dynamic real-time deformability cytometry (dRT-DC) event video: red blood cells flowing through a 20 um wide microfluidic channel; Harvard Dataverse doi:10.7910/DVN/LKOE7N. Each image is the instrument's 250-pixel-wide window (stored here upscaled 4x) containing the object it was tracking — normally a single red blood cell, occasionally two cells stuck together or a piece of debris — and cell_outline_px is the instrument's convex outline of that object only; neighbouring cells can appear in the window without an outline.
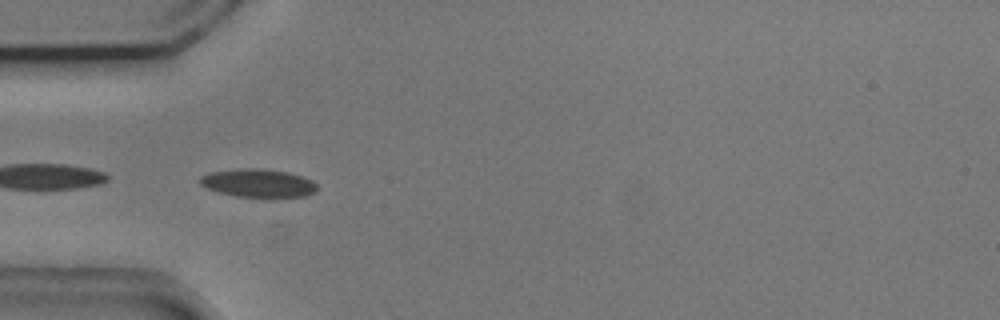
{"species": "common noctule bat (a hibernating species)", "species_latin": "Nyctalus noctula", "temperature_condition": "cold", "stored_images_in_passage": 12, "camera_frame_rate_fps": 3000, "um_per_image_px": 0.085, "animal": {"sex": "male", "body_mass_g": 20.5, "forearm_length_mm": 52.5}, "frame": {"image": 1, "passage_image": 5, "time_ms": 1.333, "image_size_px": [1000, 320], "cell_outline_px": [[316, 192], [304, 196], [272, 200], [236, 196], [216, 192], [200, 184], [200, 176], [208, 172], [240, 168], [260, 168], [288, 172], [312, 180], [316, 184]], "centroid_in_image_um": [21.95, 15.6], "position_along_channel_um": 63.0, "area_um2": 20.06}}